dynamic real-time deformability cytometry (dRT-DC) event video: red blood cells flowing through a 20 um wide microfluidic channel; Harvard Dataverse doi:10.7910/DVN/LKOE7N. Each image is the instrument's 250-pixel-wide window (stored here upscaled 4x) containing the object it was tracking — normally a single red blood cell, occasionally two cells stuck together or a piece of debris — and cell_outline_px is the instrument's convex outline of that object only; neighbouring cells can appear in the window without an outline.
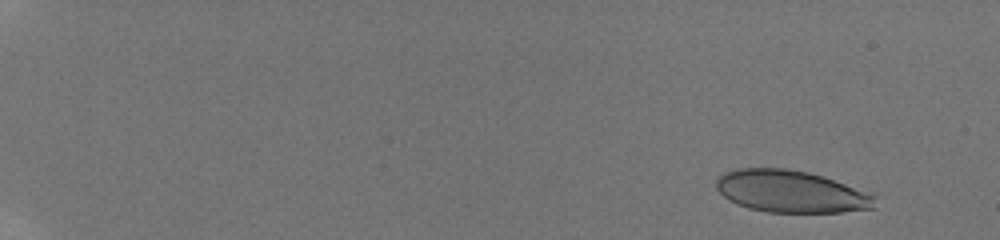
{"species": "human", "species_latin": "Homo sapiens", "temperature_condition": "room temperature", "stored_images_in_passage": 28, "camera_frame_rate_fps": 3000, "um_per_image_px": 0.085, "donor": {"sex": "male"}, "frame": {"image": 1, "passage_image": 2, "time_ms": 1.0, "image_size_px": [1000, 240], "cell_outline_px": [[876, 208], [840, 212], [768, 212], [748, 208], [736, 204], [728, 200], [716, 188], [716, 180], [724, 172], [736, 168], [784, 168], [808, 172], [876, 192]], "centroid_in_image_um": [67.3, 16.27], "position_along_channel_um": 17.7, "area_um2": 39.54}}
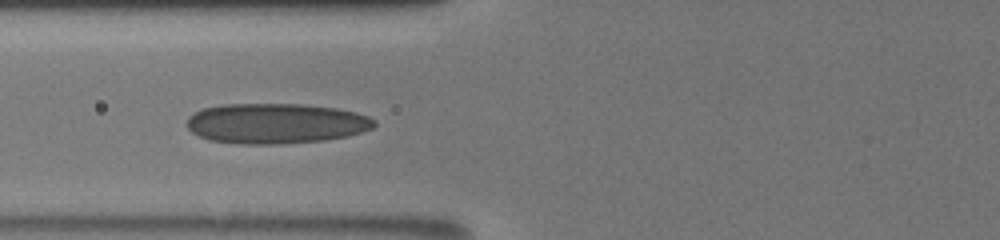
{"frame": {"image": 2, "passage_image": 18, "time_ms": 8.0, "image_size_px": [1000, 240], "cell_outline_px": [[376, 124], [372, 128], [348, 136], [324, 140], [280, 144], [240, 144], [208, 140], [192, 132], [188, 128], [188, 116], [204, 108], [224, 104], [304, 104], [336, 108], [356, 112], [368, 116], [376, 120]], "centroid_in_image_um": [23.46, 10.49], "position_along_channel_um": 102.3, "area_um2": 44.04}}
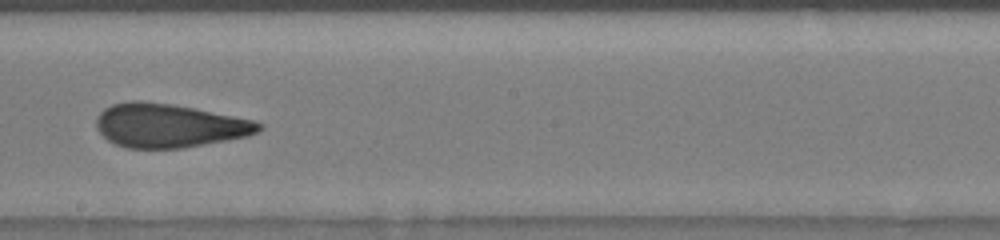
{"frame": {"image": 3, "passage_image": 26, "time_ms": 11.333, "image_size_px": [1000, 240], "cell_outline_px": [[264, 124], [256, 132], [248, 136], [180, 148], [124, 148], [108, 140], [96, 128], [96, 116], [104, 108], [112, 104], [132, 100], [140, 100], [172, 104], [252, 120]], "centroid_in_image_um": [14.3, 10.67], "position_along_channel_um": 233.9, "area_um2": 41.04}}